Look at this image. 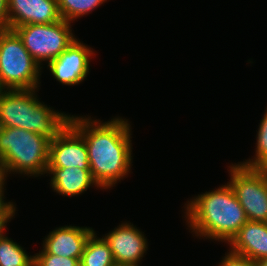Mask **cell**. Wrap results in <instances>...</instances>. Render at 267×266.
Segmentation results:
<instances>
[{
    "label": "cell",
    "mask_w": 267,
    "mask_h": 266,
    "mask_svg": "<svg viewBox=\"0 0 267 266\" xmlns=\"http://www.w3.org/2000/svg\"><path fill=\"white\" fill-rule=\"evenodd\" d=\"M69 123L83 136L93 179L109 189L129 174L132 164L131 126L116 117L108 122L91 117L69 116Z\"/></svg>",
    "instance_id": "1"
},
{
    "label": "cell",
    "mask_w": 267,
    "mask_h": 266,
    "mask_svg": "<svg viewBox=\"0 0 267 266\" xmlns=\"http://www.w3.org/2000/svg\"><path fill=\"white\" fill-rule=\"evenodd\" d=\"M187 202L185 219L199 238L229 243L248 221L229 183Z\"/></svg>",
    "instance_id": "2"
},
{
    "label": "cell",
    "mask_w": 267,
    "mask_h": 266,
    "mask_svg": "<svg viewBox=\"0 0 267 266\" xmlns=\"http://www.w3.org/2000/svg\"><path fill=\"white\" fill-rule=\"evenodd\" d=\"M37 89L0 91V127H18L52 140L69 122V116L40 102Z\"/></svg>",
    "instance_id": "3"
},
{
    "label": "cell",
    "mask_w": 267,
    "mask_h": 266,
    "mask_svg": "<svg viewBox=\"0 0 267 266\" xmlns=\"http://www.w3.org/2000/svg\"><path fill=\"white\" fill-rule=\"evenodd\" d=\"M50 139L18 127H0V162L8 173L39 176L46 174Z\"/></svg>",
    "instance_id": "4"
},
{
    "label": "cell",
    "mask_w": 267,
    "mask_h": 266,
    "mask_svg": "<svg viewBox=\"0 0 267 266\" xmlns=\"http://www.w3.org/2000/svg\"><path fill=\"white\" fill-rule=\"evenodd\" d=\"M40 66L13 29L0 31V88L39 89Z\"/></svg>",
    "instance_id": "5"
},
{
    "label": "cell",
    "mask_w": 267,
    "mask_h": 266,
    "mask_svg": "<svg viewBox=\"0 0 267 266\" xmlns=\"http://www.w3.org/2000/svg\"><path fill=\"white\" fill-rule=\"evenodd\" d=\"M71 23L60 20L51 24H26L14 30L21 37L24 47L41 66L57 58L77 38Z\"/></svg>",
    "instance_id": "6"
},
{
    "label": "cell",
    "mask_w": 267,
    "mask_h": 266,
    "mask_svg": "<svg viewBox=\"0 0 267 266\" xmlns=\"http://www.w3.org/2000/svg\"><path fill=\"white\" fill-rule=\"evenodd\" d=\"M230 182L250 221L267 223V169L238 164L229 166Z\"/></svg>",
    "instance_id": "7"
},
{
    "label": "cell",
    "mask_w": 267,
    "mask_h": 266,
    "mask_svg": "<svg viewBox=\"0 0 267 266\" xmlns=\"http://www.w3.org/2000/svg\"><path fill=\"white\" fill-rule=\"evenodd\" d=\"M48 167L90 169L84 138L69 122L50 140Z\"/></svg>",
    "instance_id": "8"
},
{
    "label": "cell",
    "mask_w": 267,
    "mask_h": 266,
    "mask_svg": "<svg viewBox=\"0 0 267 266\" xmlns=\"http://www.w3.org/2000/svg\"><path fill=\"white\" fill-rule=\"evenodd\" d=\"M93 49L78 39L74 40L57 58L47 64L51 75L63 85L74 86L82 83L90 68Z\"/></svg>",
    "instance_id": "9"
},
{
    "label": "cell",
    "mask_w": 267,
    "mask_h": 266,
    "mask_svg": "<svg viewBox=\"0 0 267 266\" xmlns=\"http://www.w3.org/2000/svg\"><path fill=\"white\" fill-rule=\"evenodd\" d=\"M108 243L115 264H140L148 249L145 235L133 224L123 222L103 236Z\"/></svg>",
    "instance_id": "10"
},
{
    "label": "cell",
    "mask_w": 267,
    "mask_h": 266,
    "mask_svg": "<svg viewBox=\"0 0 267 266\" xmlns=\"http://www.w3.org/2000/svg\"><path fill=\"white\" fill-rule=\"evenodd\" d=\"M10 29L26 24H51L62 20L57 0H7Z\"/></svg>",
    "instance_id": "11"
},
{
    "label": "cell",
    "mask_w": 267,
    "mask_h": 266,
    "mask_svg": "<svg viewBox=\"0 0 267 266\" xmlns=\"http://www.w3.org/2000/svg\"><path fill=\"white\" fill-rule=\"evenodd\" d=\"M93 232L89 227H59L45 236L42 247L48 254L77 258L80 261L86 241Z\"/></svg>",
    "instance_id": "12"
},
{
    "label": "cell",
    "mask_w": 267,
    "mask_h": 266,
    "mask_svg": "<svg viewBox=\"0 0 267 266\" xmlns=\"http://www.w3.org/2000/svg\"><path fill=\"white\" fill-rule=\"evenodd\" d=\"M228 245L230 252L253 262L267 258V223L248 220Z\"/></svg>",
    "instance_id": "13"
},
{
    "label": "cell",
    "mask_w": 267,
    "mask_h": 266,
    "mask_svg": "<svg viewBox=\"0 0 267 266\" xmlns=\"http://www.w3.org/2000/svg\"><path fill=\"white\" fill-rule=\"evenodd\" d=\"M48 173L52 175L50 185L53 191L59 195L72 197L83 193L92 185L99 187L93 179L90 169L48 167Z\"/></svg>",
    "instance_id": "14"
},
{
    "label": "cell",
    "mask_w": 267,
    "mask_h": 266,
    "mask_svg": "<svg viewBox=\"0 0 267 266\" xmlns=\"http://www.w3.org/2000/svg\"><path fill=\"white\" fill-rule=\"evenodd\" d=\"M79 262L80 266H115L108 243L95 232L87 239Z\"/></svg>",
    "instance_id": "15"
},
{
    "label": "cell",
    "mask_w": 267,
    "mask_h": 266,
    "mask_svg": "<svg viewBox=\"0 0 267 266\" xmlns=\"http://www.w3.org/2000/svg\"><path fill=\"white\" fill-rule=\"evenodd\" d=\"M4 231L0 230V266H34V256H29L22 246L5 236Z\"/></svg>",
    "instance_id": "16"
},
{
    "label": "cell",
    "mask_w": 267,
    "mask_h": 266,
    "mask_svg": "<svg viewBox=\"0 0 267 266\" xmlns=\"http://www.w3.org/2000/svg\"><path fill=\"white\" fill-rule=\"evenodd\" d=\"M107 0H57L61 18L68 22L89 14Z\"/></svg>",
    "instance_id": "17"
},
{
    "label": "cell",
    "mask_w": 267,
    "mask_h": 266,
    "mask_svg": "<svg viewBox=\"0 0 267 266\" xmlns=\"http://www.w3.org/2000/svg\"><path fill=\"white\" fill-rule=\"evenodd\" d=\"M265 111L257 132L255 157L242 163L240 162L243 166L267 169V110Z\"/></svg>",
    "instance_id": "18"
},
{
    "label": "cell",
    "mask_w": 267,
    "mask_h": 266,
    "mask_svg": "<svg viewBox=\"0 0 267 266\" xmlns=\"http://www.w3.org/2000/svg\"><path fill=\"white\" fill-rule=\"evenodd\" d=\"M34 266H80V262L77 258L48 254L42 249L34 255Z\"/></svg>",
    "instance_id": "19"
},
{
    "label": "cell",
    "mask_w": 267,
    "mask_h": 266,
    "mask_svg": "<svg viewBox=\"0 0 267 266\" xmlns=\"http://www.w3.org/2000/svg\"><path fill=\"white\" fill-rule=\"evenodd\" d=\"M6 177L0 182V230H5L10 219L15 215L16 207L13 202H6L4 199V185Z\"/></svg>",
    "instance_id": "20"
},
{
    "label": "cell",
    "mask_w": 267,
    "mask_h": 266,
    "mask_svg": "<svg viewBox=\"0 0 267 266\" xmlns=\"http://www.w3.org/2000/svg\"><path fill=\"white\" fill-rule=\"evenodd\" d=\"M219 266H255V262L247 257H243L232 252H227L225 257L219 263Z\"/></svg>",
    "instance_id": "21"
},
{
    "label": "cell",
    "mask_w": 267,
    "mask_h": 266,
    "mask_svg": "<svg viewBox=\"0 0 267 266\" xmlns=\"http://www.w3.org/2000/svg\"><path fill=\"white\" fill-rule=\"evenodd\" d=\"M10 29L8 18V1L0 0V31Z\"/></svg>",
    "instance_id": "22"
},
{
    "label": "cell",
    "mask_w": 267,
    "mask_h": 266,
    "mask_svg": "<svg viewBox=\"0 0 267 266\" xmlns=\"http://www.w3.org/2000/svg\"><path fill=\"white\" fill-rule=\"evenodd\" d=\"M255 266H267V258L258 260L255 262Z\"/></svg>",
    "instance_id": "23"
},
{
    "label": "cell",
    "mask_w": 267,
    "mask_h": 266,
    "mask_svg": "<svg viewBox=\"0 0 267 266\" xmlns=\"http://www.w3.org/2000/svg\"><path fill=\"white\" fill-rule=\"evenodd\" d=\"M5 178L2 166H1V162H0V182Z\"/></svg>",
    "instance_id": "24"
},
{
    "label": "cell",
    "mask_w": 267,
    "mask_h": 266,
    "mask_svg": "<svg viewBox=\"0 0 267 266\" xmlns=\"http://www.w3.org/2000/svg\"><path fill=\"white\" fill-rule=\"evenodd\" d=\"M115 266H139V264H115Z\"/></svg>",
    "instance_id": "25"
}]
</instances>
